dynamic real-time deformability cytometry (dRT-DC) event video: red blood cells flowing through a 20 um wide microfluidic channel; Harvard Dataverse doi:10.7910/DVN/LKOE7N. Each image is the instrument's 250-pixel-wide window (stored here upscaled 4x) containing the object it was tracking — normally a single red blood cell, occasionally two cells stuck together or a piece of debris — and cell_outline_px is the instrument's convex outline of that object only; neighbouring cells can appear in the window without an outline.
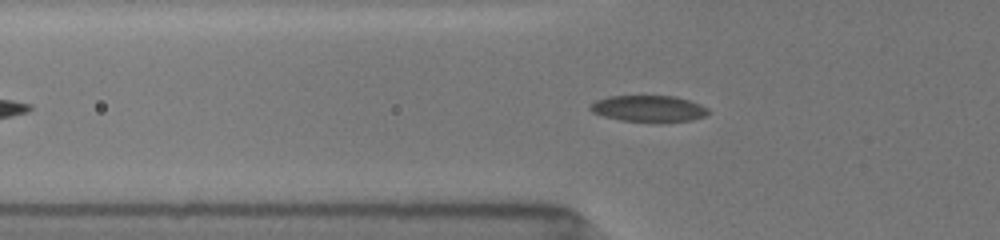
{"species": "common noctule bat (a hibernating species)", "species_latin": "Nyctalus noctula", "temperature_condition": "room temperature", "stored_images_in_passage": 30, "camera_frame_rate_fps": 3000, "um_per_image_px": 0.085, "animal": {"sex": "female", "body_mass_g": 19.5, "forearm_length_mm": 54.1}, "frame": {"image": 1, "passage_image": 11, "time_ms": 3.0, "image_size_px": [1000, 240], "cell_outline_px": [[708, 112], [704, 116], [692, 120], [656, 124], [620, 120], [604, 116], [592, 112], [588, 108], [588, 104], [596, 100], [608, 96], [676, 96], [700, 104], [708, 108]], "centroid_in_image_um": [55.11, 9.26], "position_along_channel_um": 70.7, "area_um2": 18.67}}
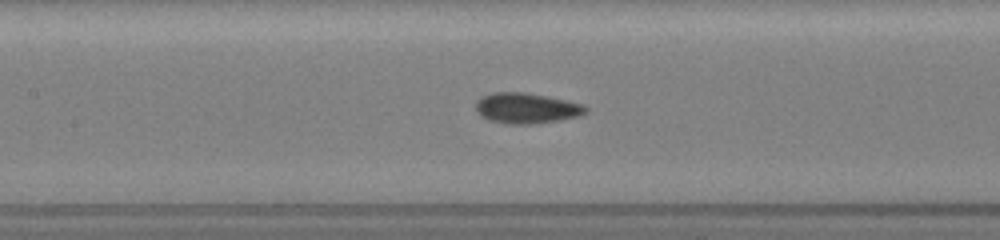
{"frame": {"image": 2, "passage_image": 21, "time_ms": 5.333, "image_size_px": [1000, 240], "cell_outline_px": [[588, 112], [576, 116], [560, 120], [532, 124], [508, 124], [488, 120], [480, 116], [476, 112], [476, 104], [484, 96], [492, 92], [524, 92], [548, 96], [584, 104], [588, 108]], "centroid_in_image_um": [44.76, 9.2], "position_along_channel_um": 162.6, "area_um2": 19.59}}
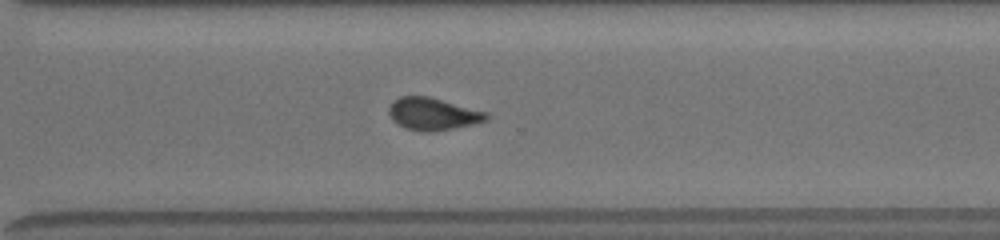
{"frame": {"image": 3, "passage_image": 30, "time_ms": 9.667, "image_size_px": [1000, 240], "cell_outline_px": [[488, 120], [472, 124], [428, 132], [420, 132], [404, 128], [392, 120], [388, 112], [388, 108], [400, 96], [428, 96], [488, 112]], "centroid_in_image_um": [36.78, 9.68], "position_along_channel_um": 333.8, "area_um2": 18.21}}